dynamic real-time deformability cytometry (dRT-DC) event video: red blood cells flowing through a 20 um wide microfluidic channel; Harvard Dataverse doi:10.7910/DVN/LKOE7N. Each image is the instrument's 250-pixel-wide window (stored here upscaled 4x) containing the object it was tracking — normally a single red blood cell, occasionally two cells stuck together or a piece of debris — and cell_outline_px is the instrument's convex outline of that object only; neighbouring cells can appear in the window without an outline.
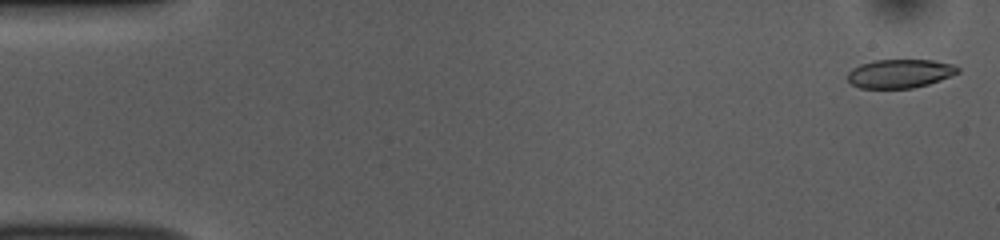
{"species": "common noctule bat (a hibernating species)", "species_latin": "Nyctalus noctula", "temperature_condition": "room temperature", "stored_images_in_passage": 15, "camera_frame_rate_fps": 3000, "um_per_image_px": 0.085, "animal": {"sex": "female", "body_mass_g": 10.0, "forearm_length_mm": 53.1}, "frame": {"image": 1, "passage_image": 2, "time_ms": 0.333, "image_size_px": [1000, 240], "cell_outline_px": [[960, 72], [940, 80], [928, 84], [912, 88], [860, 88], [852, 84], [848, 80], [848, 72], [852, 68], [860, 64], [876, 60], [932, 60], [956, 64], [960, 68]], "centroid_in_image_um": [76.52, 6.24], "position_along_channel_um": 8.5, "area_um2": 18.5}}
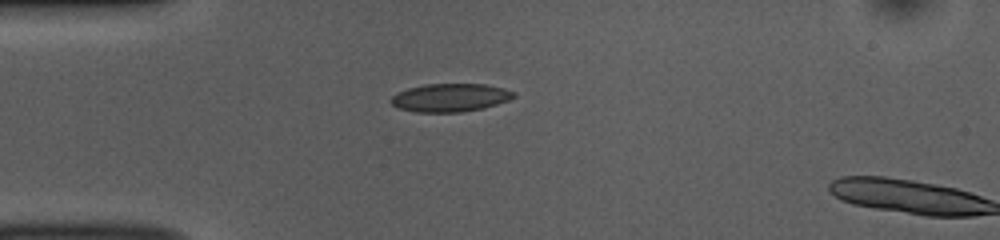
{"frame": {"image": 2, "passage_image": 14, "time_ms": 4.333, "image_size_px": [1000, 240], "cell_outline_px": [[516, 96], [508, 100], [484, 108], [460, 112], [416, 112], [400, 108], [392, 104], [388, 100], [396, 92], [408, 88], [424, 84], [484, 84], [504, 88], [516, 92]], "centroid_in_image_um": [38.26, 8.29], "position_along_channel_um": 46.7, "area_um2": 20.23}}